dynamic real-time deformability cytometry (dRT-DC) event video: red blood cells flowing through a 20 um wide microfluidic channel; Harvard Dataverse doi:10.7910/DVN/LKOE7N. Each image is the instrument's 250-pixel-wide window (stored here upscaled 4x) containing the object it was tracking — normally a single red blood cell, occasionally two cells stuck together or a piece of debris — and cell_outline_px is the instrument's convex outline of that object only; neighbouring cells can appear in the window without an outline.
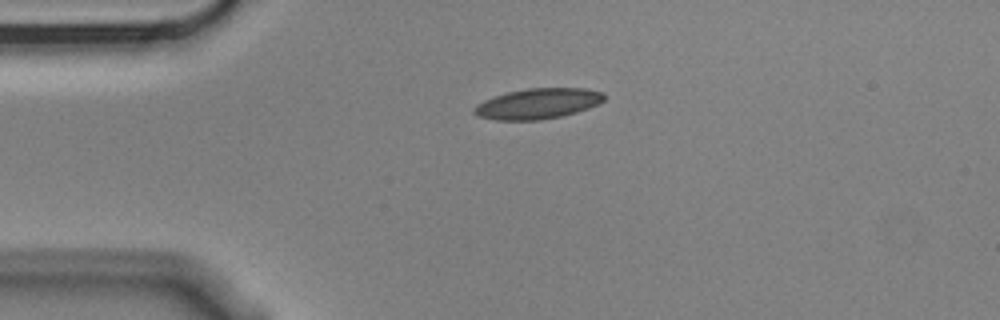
{"species": "Egyptian fruit bat (a non-hibernating species)", "species_latin": "Rousettus aegyptiacus", "temperature_condition": "cold", "stored_images_in_passage": 4, "camera_frame_rate_fps": 3000, "um_per_image_px": 0.085, "animal": {"sex": "male"}, "frame": {"image": 1, "passage_image": 4, "time_ms": 1.0, "image_size_px": [1000, 320], "cell_outline_px": [[604, 100], [588, 108], [576, 112], [560, 116], [540, 120], [496, 120], [476, 116], [472, 112], [472, 108], [476, 104], [484, 100], [508, 92], [528, 88], [584, 88], [604, 92]], "centroid_in_image_um": [45.68, 8.81], "position_along_channel_um": 39.3, "area_um2": 23.06}}